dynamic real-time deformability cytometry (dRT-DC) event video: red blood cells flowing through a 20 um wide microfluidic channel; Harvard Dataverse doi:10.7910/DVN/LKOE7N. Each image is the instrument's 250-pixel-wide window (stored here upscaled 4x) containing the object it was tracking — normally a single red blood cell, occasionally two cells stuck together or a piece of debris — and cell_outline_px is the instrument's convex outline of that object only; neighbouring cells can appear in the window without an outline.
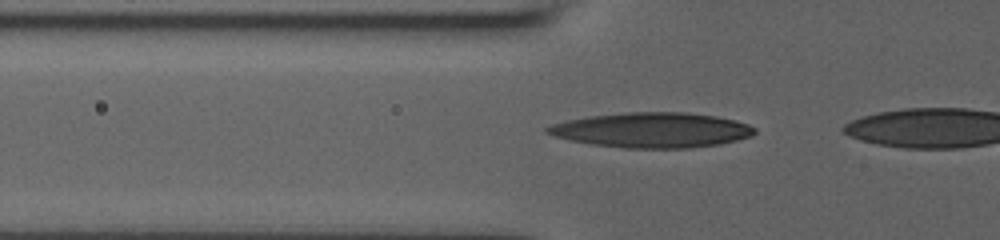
{"species": "human", "species_latin": "Homo sapiens", "temperature_condition": "room temperature", "stored_images_in_passage": 21, "camera_frame_rate_fps": 3000, "um_per_image_px": 0.085, "donor": {"sex": "male"}, "frame": {"image": 1, "passage_image": 10, "time_ms": 3.667, "image_size_px": [1000, 240], "cell_outline_px": [[756, 132], [752, 136], [720, 144], [692, 148], [624, 148], [592, 144], [568, 140], [544, 132], [544, 128], [552, 124], [568, 120], [588, 116], [628, 112], [684, 112], [716, 116], [748, 124], [756, 128]], "centroid_in_image_um": [55.41, 11.06], "position_along_channel_um": 70.4, "area_um2": 42.37}}
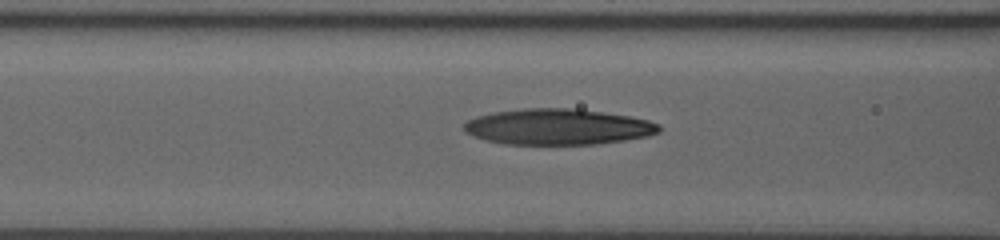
{"frame": {"image": 2, "passage_image": 15, "time_ms": 5.0, "image_size_px": [1000, 240], "cell_outline_px": [[660, 132], [648, 136], [624, 140], [596, 144], [504, 144], [484, 140], [472, 136], [464, 132], [464, 124], [468, 120], [476, 116], [492, 112], [524, 108], [572, 108], [604, 112], [628, 116], [648, 120], [660, 124]], "centroid_in_image_um": [47.39, 10.78], "position_along_channel_um": 119.2, "area_um2": 40.98}}
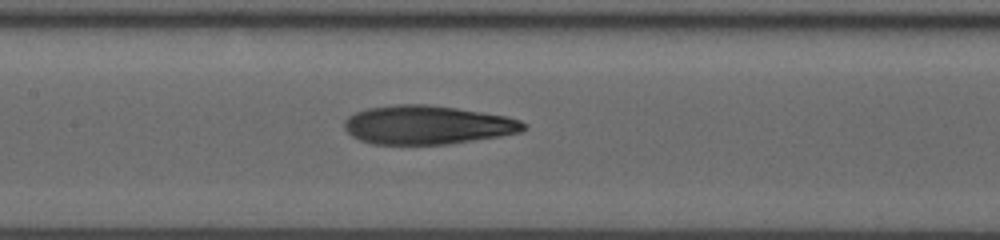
{"frame": {"image": 3, "passage_image": 20, "time_ms": 6.333, "image_size_px": [1000, 240], "cell_outline_px": [[528, 128], [520, 132], [500, 136], [448, 144], [372, 144], [360, 140], [352, 136], [344, 128], [344, 120], [348, 116], [356, 112], [368, 108], [396, 104], [428, 104], [456, 108], [504, 116], [520, 120], [528, 124]], "centroid_in_image_um": [36.32, 10.62], "position_along_channel_um": 171.1, "area_um2": 40.46}}